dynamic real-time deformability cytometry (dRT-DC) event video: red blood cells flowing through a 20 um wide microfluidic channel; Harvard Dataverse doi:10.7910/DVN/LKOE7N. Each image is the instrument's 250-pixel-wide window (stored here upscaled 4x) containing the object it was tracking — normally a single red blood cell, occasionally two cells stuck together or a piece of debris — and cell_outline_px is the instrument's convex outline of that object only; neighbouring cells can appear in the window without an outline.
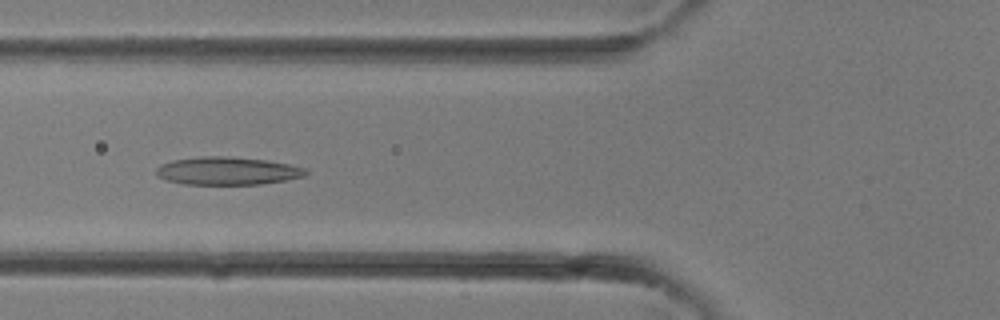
{"species": "common noctule bat (a hibernating species)", "species_latin": "Nyctalus noctula", "temperature_condition": "room temperature", "stored_images_in_passage": 27, "camera_frame_rate_fps": 3000, "um_per_image_px": 0.085, "animal": {"sex": "female"}, "frame": {"image": 1, "passage_image": 13, "time_ms": 4.0, "image_size_px": [1000, 320], "cell_outline_px": [[308, 172], [304, 176], [284, 180], [260, 184], [184, 184], [168, 180], [156, 176], [156, 168], [160, 164], [172, 160], [200, 156], [228, 156], [268, 160], [308, 168]], "centroid_in_image_um": [19.32, 14.51], "position_along_channel_um": 106.5, "area_um2": 24.39}}
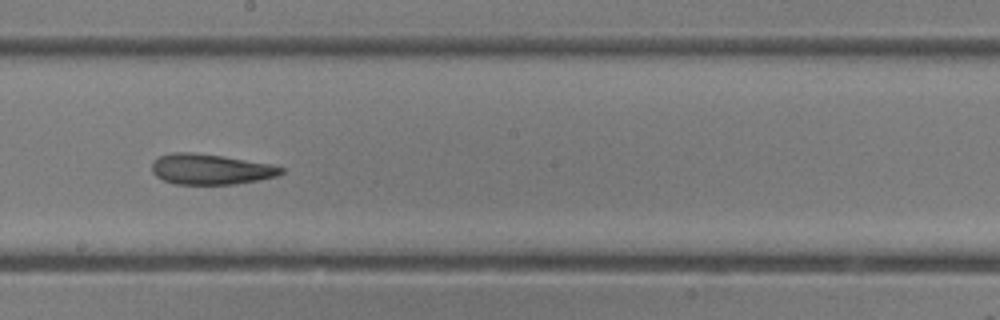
{"frame": {"image": 2, "passage_image": 19, "time_ms": 6.0, "image_size_px": [1000, 320], "cell_outline_px": [[284, 172], [276, 176], [236, 184], [176, 184], [164, 180], [156, 176], [152, 172], [152, 164], [160, 156], [172, 152], [192, 152], [224, 156], [272, 164], [284, 168]], "centroid_in_image_um": [17.91, 14.38], "position_along_channel_um": 230.3, "area_um2": 22.89}}
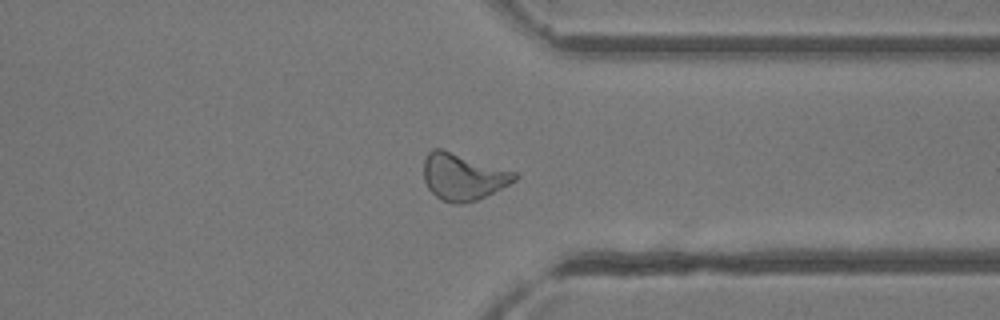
{"frame": {"image": 3, "passage_image": 26, "time_ms": 8.333, "image_size_px": [1000, 320], "cell_outline_px": [[520, 176], [516, 180], [476, 200], [464, 204], [452, 204], [436, 196], [428, 188], [424, 180], [424, 160], [428, 152], [432, 148], [440, 148], [520, 172]], "centroid_in_image_um": [39.38, 15.0], "position_along_channel_um": 372.0, "area_um2": 24.91}}